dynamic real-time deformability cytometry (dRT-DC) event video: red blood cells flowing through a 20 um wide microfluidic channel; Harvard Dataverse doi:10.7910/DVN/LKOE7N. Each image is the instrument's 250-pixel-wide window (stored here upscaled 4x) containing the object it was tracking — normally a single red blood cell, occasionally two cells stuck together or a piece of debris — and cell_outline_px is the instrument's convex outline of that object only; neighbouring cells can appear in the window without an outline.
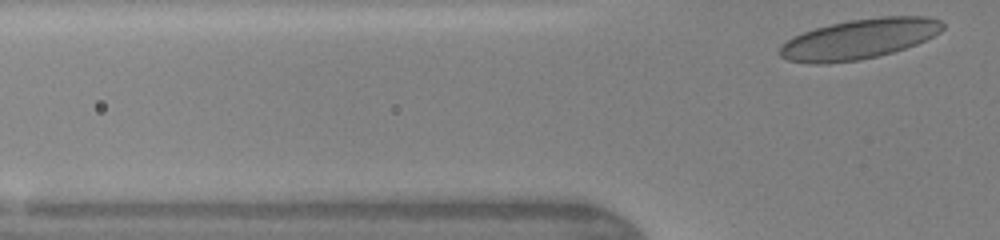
{"species": "human", "species_latin": "Homo sapiens", "temperature_condition": "warm", "stored_images_in_passage": 5, "segment_of_instrument_passage": [2, 2], "camera_frame_rate_fps": 3000, "um_per_image_px": 0.085, "donor": {"sex": "female"}, "frame": {"image": 1, "passage_image": 5, "time_ms": 4.0, "image_size_px": [1000, 240], "cell_outline_px": [[944, 28], [940, 32], [916, 44], [892, 52], [860, 60], [824, 64], [812, 64], [788, 60], [780, 56], [776, 52], [780, 44], [792, 36], [816, 28], [832, 24], [852, 20], [884, 16], [928, 16], [940, 20], [944, 24]], "centroid_in_image_um": [72.98, 3.32], "position_along_channel_um": 52.8, "area_um2": 38.03}}